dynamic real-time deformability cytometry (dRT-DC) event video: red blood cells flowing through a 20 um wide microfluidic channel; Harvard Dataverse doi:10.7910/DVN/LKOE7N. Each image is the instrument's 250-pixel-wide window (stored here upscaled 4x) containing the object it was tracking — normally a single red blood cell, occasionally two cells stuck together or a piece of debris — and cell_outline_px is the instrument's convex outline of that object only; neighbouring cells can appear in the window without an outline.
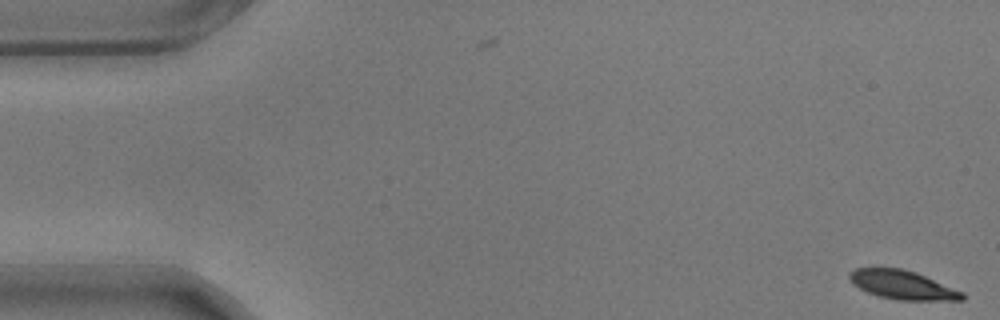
{"species": "common noctule bat (a hibernating species)", "species_latin": "Nyctalus noctula", "temperature_condition": "warm", "stored_images_in_passage": 57, "camera_frame_rate_fps": 3000, "um_per_image_px": 0.085, "animal": {"sex": "male", "body_mass_g": 17.9}, "frame": {"image": 1, "passage_image": 1, "time_ms": 0.0, "image_size_px": [1000, 320], "cell_outline_px": [[964, 300], [896, 300], [880, 296], [868, 292], [852, 284], [848, 276], [848, 272], [856, 268], [900, 268], [916, 272], [964, 292]], "centroid_in_image_um": [76.7, 24.21], "position_along_channel_um": 8.3, "area_um2": 18.9}}
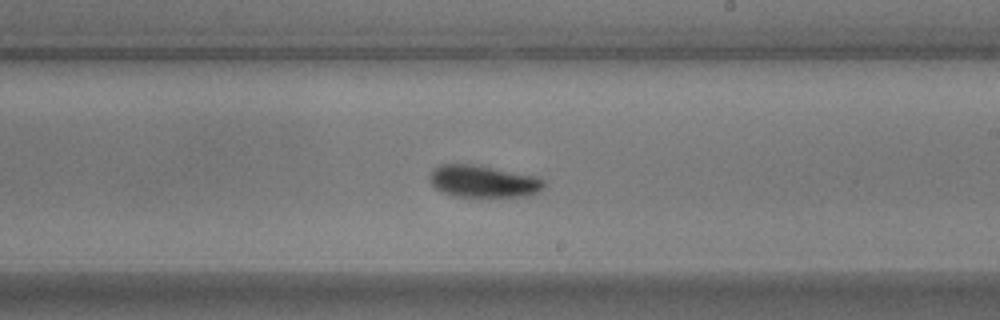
{"frame": {"image": 2, "passage_image": 33, "time_ms": 10.667, "image_size_px": [1000, 320], "cell_outline_px": [[544, 188], [540, 192], [528, 196], [452, 196], [440, 192], [428, 180], [428, 176], [432, 168], [440, 164], [476, 164], [540, 176], [544, 180]], "centroid_in_image_um": [41.08, 15.4], "position_along_channel_um": 247.9, "area_um2": 21.91}}
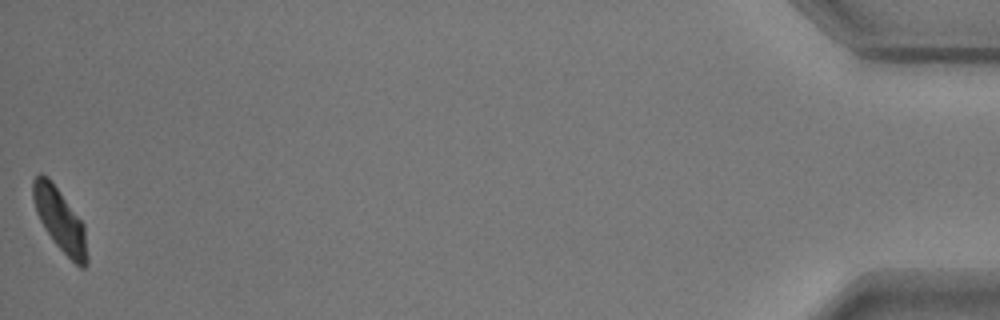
{"frame": {"image": 3, "passage_image": 57, "time_ms": 18.667, "image_size_px": [1000, 320], "cell_outline_px": [[88, 264], [84, 268], [80, 268], [52, 240], [40, 220], [36, 212], [32, 196], [32, 180], [40, 172], [48, 176], [84, 224], [88, 256]], "centroid_in_image_um": [5.1, 18.68], "position_along_channel_um": 430.1, "area_um2": 19.71}, "authors_computed_cell_mechanics": {"area_um2": 20.4612, "velocity_mm_per_s": 3.499, "shape_relaxation_time_tau1_ms": 3.2233, "shape_relaxation_time_tau2_ms": 2.6869, "deformation_change_tau1": 0.1202, "deformation_change_tau2": 0.0753}}